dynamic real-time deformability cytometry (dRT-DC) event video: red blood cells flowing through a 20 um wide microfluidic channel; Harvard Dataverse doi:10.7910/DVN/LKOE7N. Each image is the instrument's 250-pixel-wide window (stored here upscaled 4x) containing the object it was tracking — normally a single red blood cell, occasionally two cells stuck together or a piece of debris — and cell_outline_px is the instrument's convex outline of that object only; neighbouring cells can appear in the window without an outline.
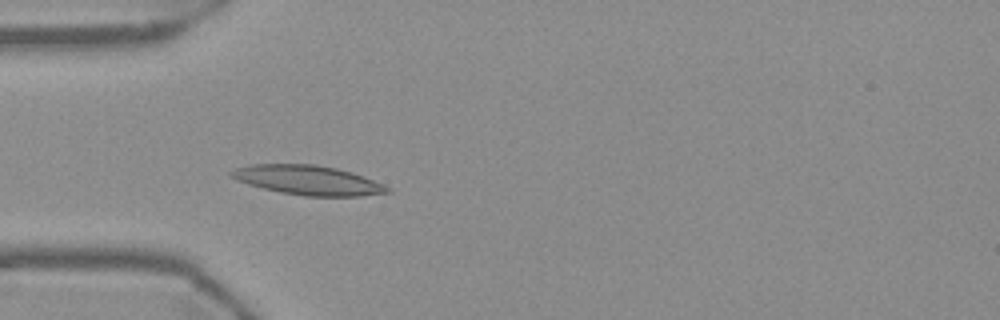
{"species": "Egyptian fruit bat (a non-hibernating species)", "species_latin": "Rousettus aegyptiacus", "temperature_condition": "warm", "stored_images_in_passage": 39, "camera_frame_rate_fps": 3000, "um_per_image_px": 0.085, "frame": {"image": 1, "passage_image": 1, "time_ms": 0.0, "image_size_px": [1000, 320], "cell_outline_px": [[392, 192], [360, 196], [304, 196], [280, 192], [248, 184], [236, 180], [228, 176], [228, 172], [236, 168], [252, 164], [316, 164], [336, 168], [352, 172], [364, 176], [392, 188]], "centroid_in_image_um": [26.18, 15.31], "position_along_channel_um": 58.8, "area_um2": 26.93}}
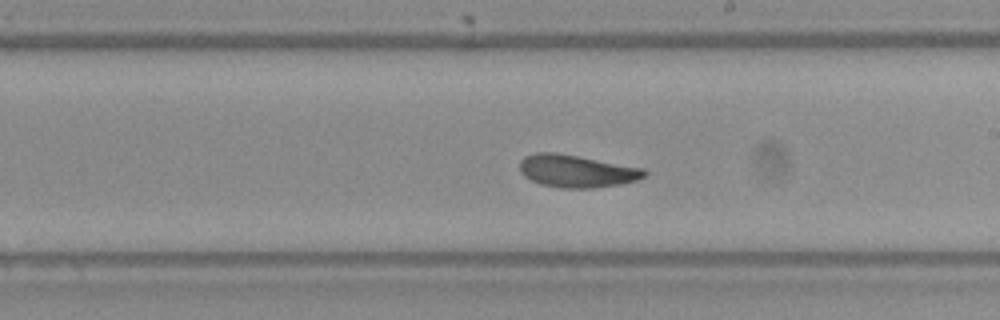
{"frame": {"image": 2, "passage_image": 16, "time_ms": 5.0, "image_size_px": [1000, 320], "cell_outline_px": [[648, 172], [644, 176], [636, 180], [620, 184], [592, 188], [560, 188], [540, 184], [524, 176], [520, 172], [520, 160], [524, 156], [536, 152], [552, 152], [576, 156], [644, 168]], "centroid_in_image_um": [48.98, 14.54], "position_along_channel_um": 240.0, "area_um2": 23.47}}
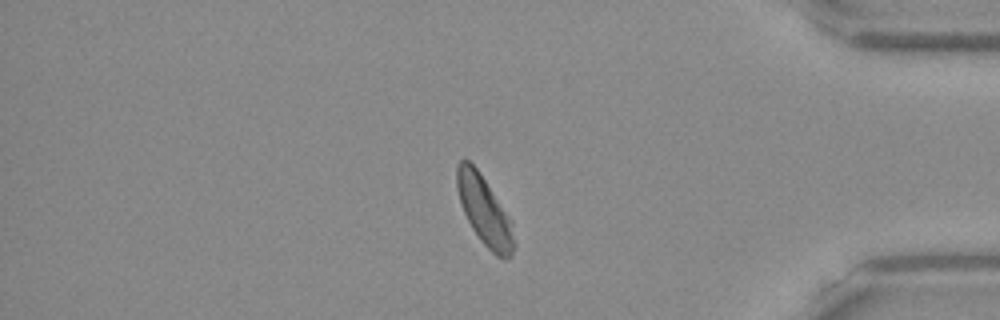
{"frame": {"image": 3, "passage_image": 31, "time_ms": 10.0, "image_size_px": [1000, 320], "cell_outline_px": [[512, 256], [496, 256], [480, 240], [472, 228], [464, 212], [456, 188], [456, 164], [464, 156], [476, 168], [512, 220]], "centroid_in_image_um": [41.12, 17.84], "position_along_channel_um": 394.1, "area_um2": 22.31}, "authors_computed_cell_mechanics": {"area_um2": 23.1778, "velocity_mm_per_s": 3.6807, "shape_relaxation_time_tau1_ms": 7.463, "shape_relaxation_time_tau2_ms": 2.8051, "deformation_change_tau1": 0.1834, "deformation_change_tau2": 0.0902}}